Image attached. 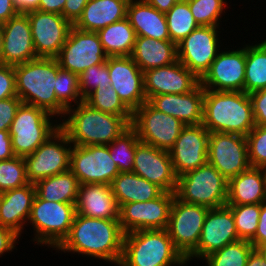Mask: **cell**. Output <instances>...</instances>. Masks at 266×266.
I'll return each instance as SVG.
<instances>
[{"label":"cell","mask_w":266,"mask_h":266,"mask_svg":"<svg viewBox=\"0 0 266 266\" xmlns=\"http://www.w3.org/2000/svg\"><path fill=\"white\" fill-rule=\"evenodd\" d=\"M130 56L144 72L176 62L177 45L170 40L137 36Z\"/></svg>","instance_id":"cell-31"},{"label":"cell","mask_w":266,"mask_h":266,"mask_svg":"<svg viewBox=\"0 0 266 266\" xmlns=\"http://www.w3.org/2000/svg\"><path fill=\"white\" fill-rule=\"evenodd\" d=\"M110 187L119 208L131 202H144L159 197L164 191L134 172H120Z\"/></svg>","instance_id":"cell-32"},{"label":"cell","mask_w":266,"mask_h":266,"mask_svg":"<svg viewBox=\"0 0 266 266\" xmlns=\"http://www.w3.org/2000/svg\"><path fill=\"white\" fill-rule=\"evenodd\" d=\"M97 34L108 57L130 56L137 38L127 17L102 28Z\"/></svg>","instance_id":"cell-34"},{"label":"cell","mask_w":266,"mask_h":266,"mask_svg":"<svg viewBox=\"0 0 266 266\" xmlns=\"http://www.w3.org/2000/svg\"><path fill=\"white\" fill-rule=\"evenodd\" d=\"M125 233L119 220L89 218L76 214L69 235L55 249L119 264Z\"/></svg>","instance_id":"cell-1"},{"label":"cell","mask_w":266,"mask_h":266,"mask_svg":"<svg viewBox=\"0 0 266 266\" xmlns=\"http://www.w3.org/2000/svg\"><path fill=\"white\" fill-rule=\"evenodd\" d=\"M208 163L228 181L251 167L246 136L211 132Z\"/></svg>","instance_id":"cell-13"},{"label":"cell","mask_w":266,"mask_h":266,"mask_svg":"<svg viewBox=\"0 0 266 266\" xmlns=\"http://www.w3.org/2000/svg\"><path fill=\"white\" fill-rule=\"evenodd\" d=\"M133 172L159 186L164 192L175 193L176 175L169 151L158 149L142 141L137 142Z\"/></svg>","instance_id":"cell-21"},{"label":"cell","mask_w":266,"mask_h":266,"mask_svg":"<svg viewBox=\"0 0 266 266\" xmlns=\"http://www.w3.org/2000/svg\"><path fill=\"white\" fill-rule=\"evenodd\" d=\"M56 99L66 108L76 106L84 99L79 91V78L75 73L59 68L54 87ZM74 105H73V103Z\"/></svg>","instance_id":"cell-42"},{"label":"cell","mask_w":266,"mask_h":266,"mask_svg":"<svg viewBox=\"0 0 266 266\" xmlns=\"http://www.w3.org/2000/svg\"><path fill=\"white\" fill-rule=\"evenodd\" d=\"M246 140L251 167L261 168L266 164V125H256Z\"/></svg>","instance_id":"cell-45"},{"label":"cell","mask_w":266,"mask_h":266,"mask_svg":"<svg viewBox=\"0 0 266 266\" xmlns=\"http://www.w3.org/2000/svg\"><path fill=\"white\" fill-rule=\"evenodd\" d=\"M62 120V122H61ZM132 116L105 113L91 107L84 100L66 110L60 128L72 145H108L131 125Z\"/></svg>","instance_id":"cell-2"},{"label":"cell","mask_w":266,"mask_h":266,"mask_svg":"<svg viewBox=\"0 0 266 266\" xmlns=\"http://www.w3.org/2000/svg\"><path fill=\"white\" fill-rule=\"evenodd\" d=\"M37 57L56 58L67 40L72 24L61 14L32 10L26 12Z\"/></svg>","instance_id":"cell-18"},{"label":"cell","mask_w":266,"mask_h":266,"mask_svg":"<svg viewBox=\"0 0 266 266\" xmlns=\"http://www.w3.org/2000/svg\"><path fill=\"white\" fill-rule=\"evenodd\" d=\"M209 208L173 199L167 231L175 248L186 259L197 247Z\"/></svg>","instance_id":"cell-11"},{"label":"cell","mask_w":266,"mask_h":266,"mask_svg":"<svg viewBox=\"0 0 266 266\" xmlns=\"http://www.w3.org/2000/svg\"><path fill=\"white\" fill-rule=\"evenodd\" d=\"M266 88V39L246 44L244 92L253 93Z\"/></svg>","instance_id":"cell-35"},{"label":"cell","mask_w":266,"mask_h":266,"mask_svg":"<svg viewBox=\"0 0 266 266\" xmlns=\"http://www.w3.org/2000/svg\"><path fill=\"white\" fill-rule=\"evenodd\" d=\"M159 12L166 14L177 2L181 0H146Z\"/></svg>","instance_id":"cell-56"},{"label":"cell","mask_w":266,"mask_h":266,"mask_svg":"<svg viewBox=\"0 0 266 266\" xmlns=\"http://www.w3.org/2000/svg\"><path fill=\"white\" fill-rule=\"evenodd\" d=\"M210 132L202 125H185L169 150L174 171L179 177L208 162Z\"/></svg>","instance_id":"cell-20"},{"label":"cell","mask_w":266,"mask_h":266,"mask_svg":"<svg viewBox=\"0 0 266 266\" xmlns=\"http://www.w3.org/2000/svg\"><path fill=\"white\" fill-rule=\"evenodd\" d=\"M199 26L220 27L226 0H186Z\"/></svg>","instance_id":"cell-41"},{"label":"cell","mask_w":266,"mask_h":266,"mask_svg":"<svg viewBox=\"0 0 266 266\" xmlns=\"http://www.w3.org/2000/svg\"><path fill=\"white\" fill-rule=\"evenodd\" d=\"M250 242L254 248L266 242V201L261 203L258 228L255 236L250 240Z\"/></svg>","instance_id":"cell-51"},{"label":"cell","mask_w":266,"mask_h":266,"mask_svg":"<svg viewBox=\"0 0 266 266\" xmlns=\"http://www.w3.org/2000/svg\"><path fill=\"white\" fill-rule=\"evenodd\" d=\"M218 30L215 26H198L177 44V59L199 80L222 49Z\"/></svg>","instance_id":"cell-12"},{"label":"cell","mask_w":266,"mask_h":266,"mask_svg":"<svg viewBox=\"0 0 266 266\" xmlns=\"http://www.w3.org/2000/svg\"><path fill=\"white\" fill-rule=\"evenodd\" d=\"M1 25L2 64L15 66L38 58L33 44L30 20L26 13H18Z\"/></svg>","instance_id":"cell-24"},{"label":"cell","mask_w":266,"mask_h":266,"mask_svg":"<svg viewBox=\"0 0 266 266\" xmlns=\"http://www.w3.org/2000/svg\"><path fill=\"white\" fill-rule=\"evenodd\" d=\"M106 63L113 89L122 102L134 112L147 101L143 71L131 56L108 57Z\"/></svg>","instance_id":"cell-22"},{"label":"cell","mask_w":266,"mask_h":266,"mask_svg":"<svg viewBox=\"0 0 266 266\" xmlns=\"http://www.w3.org/2000/svg\"><path fill=\"white\" fill-rule=\"evenodd\" d=\"M88 0H66L62 16L74 25L82 15L83 9Z\"/></svg>","instance_id":"cell-49"},{"label":"cell","mask_w":266,"mask_h":266,"mask_svg":"<svg viewBox=\"0 0 266 266\" xmlns=\"http://www.w3.org/2000/svg\"><path fill=\"white\" fill-rule=\"evenodd\" d=\"M107 58L97 32L83 31L74 26L56 57L61 68L78 76L87 68L104 63Z\"/></svg>","instance_id":"cell-14"},{"label":"cell","mask_w":266,"mask_h":266,"mask_svg":"<svg viewBox=\"0 0 266 266\" xmlns=\"http://www.w3.org/2000/svg\"><path fill=\"white\" fill-rule=\"evenodd\" d=\"M228 181L208 162L178 177L175 196L209 209L227 204Z\"/></svg>","instance_id":"cell-8"},{"label":"cell","mask_w":266,"mask_h":266,"mask_svg":"<svg viewBox=\"0 0 266 266\" xmlns=\"http://www.w3.org/2000/svg\"><path fill=\"white\" fill-rule=\"evenodd\" d=\"M18 13L12 0H0V24L7 22Z\"/></svg>","instance_id":"cell-54"},{"label":"cell","mask_w":266,"mask_h":266,"mask_svg":"<svg viewBox=\"0 0 266 266\" xmlns=\"http://www.w3.org/2000/svg\"><path fill=\"white\" fill-rule=\"evenodd\" d=\"M129 0H88L82 15L73 25L90 32H98L102 28L126 18Z\"/></svg>","instance_id":"cell-30"},{"label":"cell","mask_w":266,"mask_h":266,"mask_svg":"<svg viewBox=\"0 0 266 266\" xmlns=\"http://www.w3.org/2000/svg\"><path fill=\"white\" fill-rule=\"evenodd\" d=\"M75 208L76 214L89 218L119 220V206L111 187L107 184H81Z\"/></svg>","instance_id":"cell-26"},{"label":"cell","mask_w":266,"mask_h":266,"mask_svg":"<svg viewBox=\"0 0 266 266\" xmlns=\"http://www.w3.org/2000/svg\"><path fill=\"white\" fill-rule=\"evenodd\" d=\"M266 201V177L262 168L250 167L228 180L227 204H260Z\"/></svg>","instance_id":"cell-28"},{"label":"cell","mask_w":266,"mask_h":266,"mask_svg":"<svg viewBox=\"0 0 266 266\" xmlns=\"http://www.w3.org/2000/svg\"><path fill=\"white\" fill-rule=\"evenodd\" d=\"M262 257L266 260V242L256 247Z\"/></svg>","instance_id":"cell-58"},{"label":"cell","mask_w":266,"mask_h":266,"mask_svg":"<svg viewBox=\"0 0 266 266\" xmlns=\"http://www.w3.org/2000/svg\"><path fill=\"white\" fill-rule=\"evenodd\" d=\"M78 78L79 91L83 99L96 88H103L104 86L108 88L111 85L106 61L87 68L78 76Z\"/></svg>","instance_id":"cell-44"},{"label":"cell","mask_w":266,"mask_h":266,"mask_svg":"<svg viewBox=\"0 0 266 266\" xmlns=\"http://www.w3.org/2000/svg\"><path fill=\"white\" fill-rule=\"evenodd\" d=\"M16 96L14 66L0 64V100Z\"/></svg>","instance_id":"cell-47"},{"label":"cell","mask_w":266,"mask_h":266,"mask_svg":"<svg viewBox=\"0 0 266 266\" xmlns=\"http://www.w3.org/2000/svg\"><path fill=\"white\" fill-rule=\"evenodd\" d=\"M143 79L147 101L156 95L186 94L200 83L179 60L164 67L144 71Z\"/></svg>","instance_id":"cell-23"},{"label":"cell","mask_w":266,"mask_h":266,"mask_svg":"<svg viewBox=\"0 0 266 266\" xmlns=\"http://www.w3.org/2000/svg\"><path fill=\"white\" fill-rule=\"evenodd\" d=\"M12 2L19 13H26L38 10L40 0H12Z\"/></svg>","instance_id":"cell-55"},{"label":"cell","mask_w":266,"mask_h":266,"mask_svg":"<svg viewBox=\"0 0 266 266\" xmlns=\"http://www.w3.org/2000/svg\"><path fill=\"white\" fill-rule=\"evenodd\" d=\"M60 65L56 58L38 57L14 66L16 93L22 103L36 106L61 119L66 108L56 99L54 87Z\"/></svg>","instance_id":"cell-3"},{"label":"cell","mask_w":266,"mask_h":266,"mask_svg":"<svg viewBox=\"0 0 266 266\" xmlns=\"http://www.w3.org/2000/svg\"><path fill=\"white\" fill-rule=\"evenodd\" d=\"M75 215V204L47 201L36 195L27 222L34 229L33 242L56 249L69 235Z\"/></svg>","instance_id":"cell-7"},{"label":"cell","mask_w":266,"mask_h":266,"mask_svg":"<svg viewBox=\"0 0 266 266\" xmlns=\"http://www.w3.org/2000/svg\"><path fill=\"white\" fill-rule=\"evenodd\" d=\"M246 266H266V260L262 257L260 252L254 248L248 257Z\"/></svg>","instance_id":"cell-57"},{"label":"cell","mask_w":266,"mask_h":266,"mask_svg":"<svg viewBox=\"0 0 266 266\" xmlns=\"http://www.w3.org/2000/svg\"><path fill=\"white\" fill-rule=\"evenodd\" d=\"M202 125L210 133L247 136L256 126L249 94L244 91L204 89Z\"/></svg>","instance_id":"cell-4"},{"label":"cell","mask_w":266,"mask_h":266,"mask_svg":"<svg viewBox=\"0 0 266 266\" xmlns=\"http://www.w3.org/2000/svg\"><path fill=\"white\" fill-rule=\"evenodd\" d=\"M66 0H40L38 10L62 14Z\"/></svg>","instance_id":"cell-53"},{"label":"cell","mask_w":266,"mask_h":266,"mask_svg":"<svg viewBox=\"0 0 266 266\" xmlns=\"http://www.w3.org/2000/svg\"><path fill=\"white\" fill-rule=\"evenodd\" d=\"M72 143L59 128L32 154L25 156L26 175L30 183L70 170Z\"/></svg>","instance_id":"cell-9"},{"label":"cell","mask_w":266,"mask_h":266,"mask_svg":"<svg viewBox=\"0 0 266 266\" xmlns=\"http://www.w3.org/2000/svg\"><path fill=\"white\" fill-rule=\"evenodd\" d=\"M2 38H3V31H2V25L0 24V64H2V58H1Z\"/></svg>","instance_id":"cell-59"},{"label":"cell","mask_w":266,"mask_h":266,"mask_svg":"<svg viewBox=\"0 0 266 266\" xmlns=\"http://www.w3.org/2000/svg\"><path fill=\"white\" fill-rule=\"evenodd\" d=\"M131 127L140 141L169 151L183 127L180 120L154 108L148 101L133 112Z\"/></svg>","instance_id":"cell-10"},{"label":"cell","mask_w":266,"mask_h":266,"mask_svg":"<svg viewBox=\"0 0 266 266\" xmlns=\"http://www.w3.org/2000/svg\"><path fill=\"white\" fill-rule=\"evenodd\" d=\"M15 156L9 131H0V161L9 160Z\"/></svg>","instance_id":"cell-52"},{"label":"cell","mask_w":266,"mask_h":266,"mask_svg":"<svg viewBox=\"0 0 266 266\" xmlns=\"http://www.w3.org/2000/svg\"><path fill=\"white\" fill-rule=\"evenodd\" d=\"M84 101L99 111L119 116H133V112L122 102L112 85L96 88Z\"/></svg>","instance_id":"cell-39"},{"label":"cell","mask_w":266,"mask_h":266,"mask_svg":"<svg viewBox=\"0 0 266 266\" xmlns=\"http://www.w3.org/2000/svg\"><path fill=\"white\" fill-rule=\"evenodd\" d=\"M54 118L42 108L22 103L9 130L14 154L24 158L50 138L60 128Z\"/></svg>","instance_id":"cell-6"},{"label":"cell","mask_w":266,"mask_h":266,"mask_svg":"<svg viewBox=\"0 0 266 266\" xmlns=\"http://www.w3.org/2000/svg\"><path fill=\"white\" fill-rule=\"evenodd\" d=\"M165 16L170 41L176 45L199 26L194 20L186 0L177 2Z\"/></svg>","instance_id":"cell-36"},{"label":"cell","mask_w":266,"mask_h":266,"mask_svg":"<svg viewBox=\"0 0 266 266\" xmlns=\"http://www.w3.org/2000/svg\"><path fill=\"white\" fill-rule=\"evenodd\" d=\"M70 170L77 177L80 185L103 183L110 186L120 173L111 159L107 145H73L70 154Z\"/></svg>","instance_id":"cell-15"},{"label":"cell","mask_w":266,"mask_h":266,"mask_svg":"<svg viewBox=\"0 0 266 266\" xmlns=\"http://www.w3.org/2000/svg\"><path fill=\"white\" fill-rule=\"evenodd\" d=\"M139 138L137 132L130 126L111 144H108L111 159L120 172H133L135 151Z\"/></svg>","instance_id":"cell-37"},{"label":"cell","mask_w":266,"mask_h":266,"mask_svg":"<svg viewBox=\"0 0 266 266\" xmlns=\"http://www.w3.org/2000/svg\"><path fill=\"white\" fill-rule=\"evenodd\" d=\"M240 240L236 231L232 210L227 206L208 210L196 249L186 262L204 259L224 246ZM195 258V259H193Z\"/></svg>","instance_id":"cell-17"},{"label":"cell","mask_w":266,"mask_h":266,"mask_svg":"<svg viewBox=\"0 0 266 266\" xmlns=\"http://www.w3.org/2000/svg\"><path fill=\"white\" fill-rule=\"evenodd\" d=\"M17 238L20 239V236L12 229L0 226V257H2L4 253L7 254L14 249L17 250L15 246L18 243Z\"/></svg>","instance_id":"cell-50"},{"label":"cell","mask_w":266,"mask_h":266,"mask_svg":"<svg viewBox=\"0 0 266 266\" xmlns=\"http://www.w3.org/2000/svg\"><path fill=\"white\" fill-rule=\"evenodd\" d=\"M255 125H266V88L249 94Z\"/></svg>","instance_id":"cell-48"},{"label":"cell","mask_w":266,"mask_h":266,"mask_svg":"<svg viewBox=\"0 0 266 266\" xmlns=\"http://www.w3.org/2000/svg\"><path fill=\"white\" fill-rule=\"evenodd\" d=\"M167 229L138 230L124 236L118 266H186Z\"/></svg>","instance_id":"cell-5"},{"label":"cell","mask_w":266,"mask_h":266,"mask_svg":"<svg viewBox=\"0 0 266 266\" xmlns=\"http://www.w3.org/2000/svg\"><path fill=\"white\" fill-rule=\"evenodd\" d=\"M175 193L163 192L159 197L123 204L119 208V222L124 233L138 230L167 229Z\"/></svg>","instance_id":"cell-16"},{"label":"cell","mask_w":266,"mask_h":266,"mask_svg":"<svg viewBox=\"0 0 266 266\" xmlns=\"http://www.w3.org/2000/svg\"><path fill=\"white\" fill-rule=\"evenodd\" d=\"M220 51L209 70L200 79L204 89L212 91H244L246 45L236 50Z\"/></svg>","instance_id":"cell-19"},{"label":"cell","mask_w":266,"mask_h":266,"mask_svg":"<svg viewBox=\"0 0 266 266\" xmlns=\"http://www.w3.org/2000/svg\"><path fill=\"white\" fill-rule=\"evenodd\" d=\"M35 196L34 183L3 192L0 202V226L12 229L21 237L24 225L29 220Z\"/></svg>","instance_id":"cell-27"},{"label":"cell","mask_w":266,"mask_h":266,"mask_svg":"<svg viewBox=\"0 0 266 266\" xmlns=\"http://www.w3.org/2000/svg\"><path fill=\"white\" fill-rule=\"evenodd\" d=\"M263 172H264V176L266 177V164L264 166L261 167Z\"/></svg>","instance_id":"cell-60"},{"label":"cell","mask_w":266,"mask_h":266,"mask_svg":"<svg viewBox=\"0 0 266 266\" xmlns=\"http://www.w3.org/2000/svg\"><path fill=\"white\" fill-rule=\"evenodd\" d=\"M227 206L232 210L239 239L250 241L258 228L261 203Z\"/></svg>","instance_id":"cell-40"},{"label":"cell","mask_w":266,"mask_h":266,"mask_svg":"<svg viewBox=\"0 0 266 266\" xmlns=\"http://www.w3.org/2000/svg\"><path fill=\"white\" fill-rule=\"evenodd\" d=\"M204 88L199 83L186 94L152 96L148 102L157 110L173 116L184 125L202 124Z\"/></svg>","instance_id":"cell-25"},{"label":"cell","mask_w":266,"mask_h":266,"mask_svg":"<svg viewBox=\"0 0 266 266\" xmlns=\"http://www.w3.org/2000/svg\"><path fill=\"white\" fill-rule=\"evenodd\" d=\"M126 17L137 36L170 40L165 14L152 7L146 0H129Z\"/></svg>","instance_id":"cell-29"},{"label":"cell","mask_w":266,"mask_h":266,"mask_svg":"<svg viewBox=\"0 0 266 266\" xmlns=\"http://www.w3.org/2000/svg\"><path fill=\"white\" fill-rule=\"evenodd\" d=\"M21 104L22 101L18 96L0 100V131L10 130Z\"/></svg>","instance_id":"cell-46"},{"label":"cell","mask_w":266,"mask_h":266,"mask_svg":"<svg viewBox=\"0 0 266 266\" xmlns=\"http://www.w3.org/2000/svg\"><path fill=\"white\" fill-rule=\"evenodd\" d=\"M1 199H2V192H0V202H1Z\"/></svg>","instance_id":"cell-61"},{"label":"cell","mask_w":266,"mask_h":266,"mask_svg":"<svg viewBox=\"0 0 266 266\" xmlns=\"http://www.w3.org/2000/svg\"><path fill=\"white\" fill-rule=\"evenodd\" d=\"M253 249L250 241L238 240L211 253L203 260L208 264L207 266H246Z\"/></svg>","instance_id":"cell-38"},{"label":"cell","mask_w":266,"mask_h":266,"mask_svg":"<svg viewBox=\"0 0 266 266\" xmlns=\"http://www.w3.org/2000/svg\"><path fill=\"white\" fill-rule=\"evenodd\" d=\"M30 182L26 175V164L23 157L0 161V192L23 187Z\"/></svg>","instance_id":"cell-43"},{"label":"cell","mask_w":266,"mask_h":266,"mask_svg":"<svg viewBox=\"0 0 266 266\" xmlns=\"http://www.w3.org/2000/svg\"><path fill=\"white\" fill-rule=\"evenodd\" d=\"M36 195L43 200L76 204L80 183L71 170L34 183Z\"/></svg>","instance_id":"cell-33"}]
</instances>
